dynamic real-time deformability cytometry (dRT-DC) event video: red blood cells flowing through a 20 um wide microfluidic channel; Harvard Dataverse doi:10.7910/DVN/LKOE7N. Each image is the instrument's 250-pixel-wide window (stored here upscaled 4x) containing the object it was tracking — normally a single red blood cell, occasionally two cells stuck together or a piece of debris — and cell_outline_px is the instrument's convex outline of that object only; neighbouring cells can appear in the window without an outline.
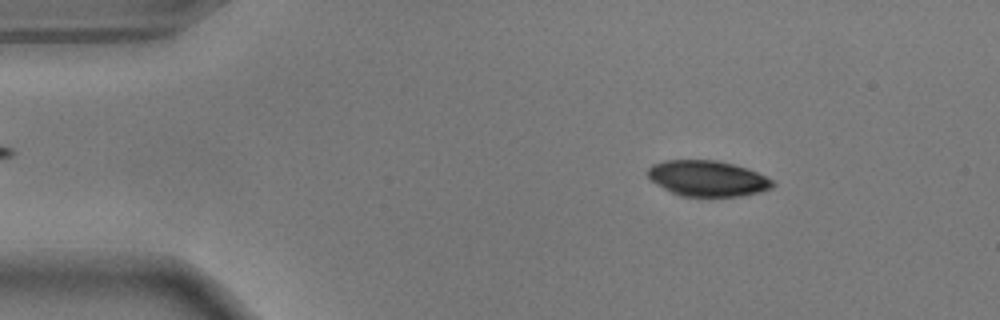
{"species": "common noctule bat (a hibernating species)", "species_latin": "Nyctalus noctula", "temperature_condition": "warm", "stored_images_in_passage": 48, "camera_frame_rate_fps": 3000, "um_per_image_px": 0.085, "animal": {"sex": "male", "body_mass_g": 17.9}, "frame": {"image": 1, "passage_image": 2, "time_ms": 0.333, "image_size_px": [1000, 320], "cell_outline_px": [[776, 184], [772, 188], [760, 192], [740, 196], [680, 196], [664, 188], [652, 180], [648, 176], [648, 168], [652, 164], [664, 160], [716, 160], [736, 164], [748, 168], [772, 180]], "centroid_in_image_um": [60.16, 15.16], "position_along_channel_um": 24.8, "area_um2": 25.95}}
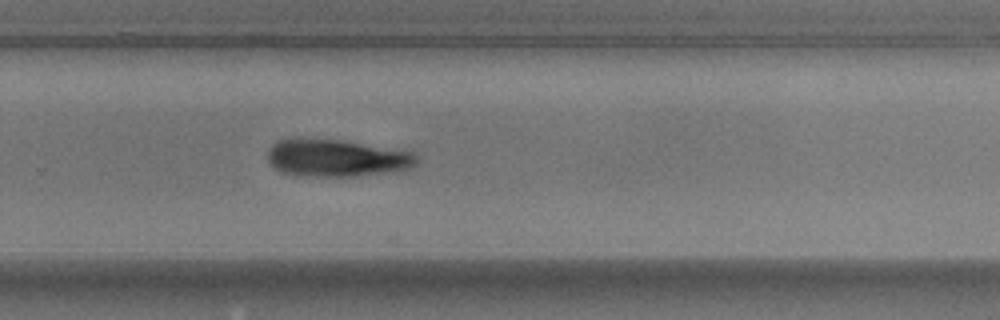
{"frame": {"image": 2, "passage_image": 30, "time_ms": 9.667, "image_size_px": [1000, 320], "cell_outline_px": [[420, 160], [412, 168], [352, 176], [292, 176], [280, 172], [268, 164], [268, 148], [272, 144], [280, 140], [340, 140], [412, 152]], "centroid_in_image_um": [28.55, 13.46], "position_along_channel_um": 301.2, "area_um2": 31.91}}
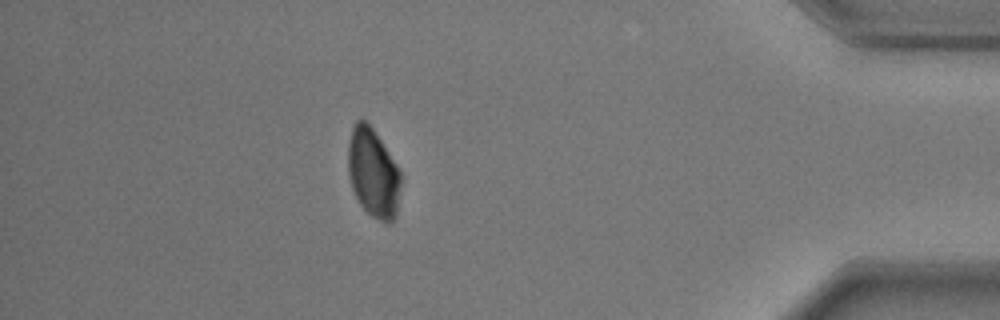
{"frame": {"image": 3, "passage_image": 42, "time_ms": 13.667, "image_size_px": [1000, 320], "cell_outline_px": [[400, 188], [396, 216], [392, 220], [384, 224], [372, 216], [360, 204], [352, 188], [348, 172], [348, 144], [352, 128], [356, 120], [364, 120], [372, 128], [380, 140], [400, 172]], "centroid_in_image_um": [31.7, 14.73], "position_along_channel_um": 403.5, "area_um2": 26.88}}